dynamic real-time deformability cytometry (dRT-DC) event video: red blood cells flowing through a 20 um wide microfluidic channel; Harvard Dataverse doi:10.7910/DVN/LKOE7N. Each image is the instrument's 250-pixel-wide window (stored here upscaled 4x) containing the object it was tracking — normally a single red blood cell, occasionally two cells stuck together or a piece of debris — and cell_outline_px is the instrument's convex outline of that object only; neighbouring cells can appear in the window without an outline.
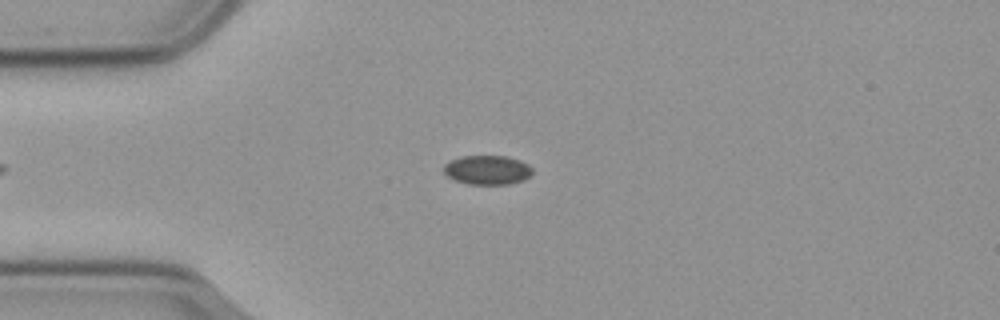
{"species": "common noctule bat (a hibernating species)", "species_latin": "Nyctalus noctula", "temperature_condition": "cold", "stored_images_in_passage": 57, "camera_frame_rate_fps": 3000, "um_per_image_px": 0.085, "animal": {"sex": "male", "body_mass_g": 23.1, "forearm_length_mm": 52.7}, "frame": {"image": 1, "passage_image": 14, "time_ms": 4.333, "image_size_px": [1000, 320], "cell_outline_px": [[532, 172], [524, 180], [508, 184], [468, 184], [456, 180], [448, 176], [444, 172], [444, 164], [460, 156], [508, 156], [520, 160], [528, 164], [532, 168]], "centroid_in_image_um": [41.43, 14.44], "position_along_channel_um": 43.6, "area_um2": 15.03}}
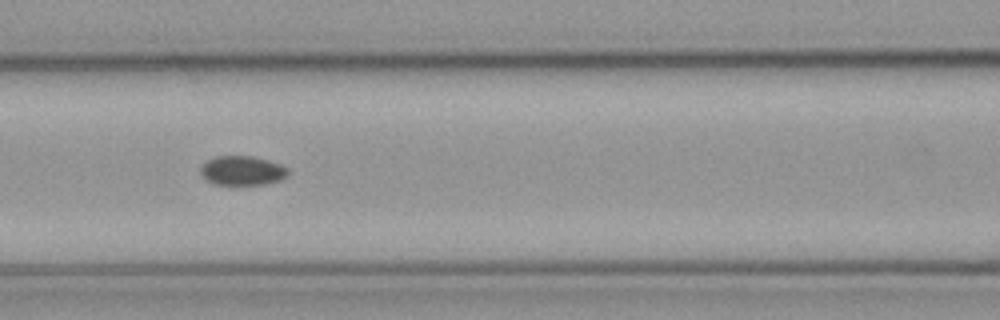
{"frame": {"image": 2, "passage_image": 24, "time_ms": 7.667, "image_size_px": [1000, 320], "cell_outline_px": [[288, 172], [280, 180], [264, 184], [212, 184], [200, 172], [200, 168], [208, 160], [216, 156], [252, 156], [268, 160], [280, 164], [288, 168]], "centroid_in_image_um": [20.59, 14.49], "position_along_channel_um": 146.0, "area_um2": 14.68}}
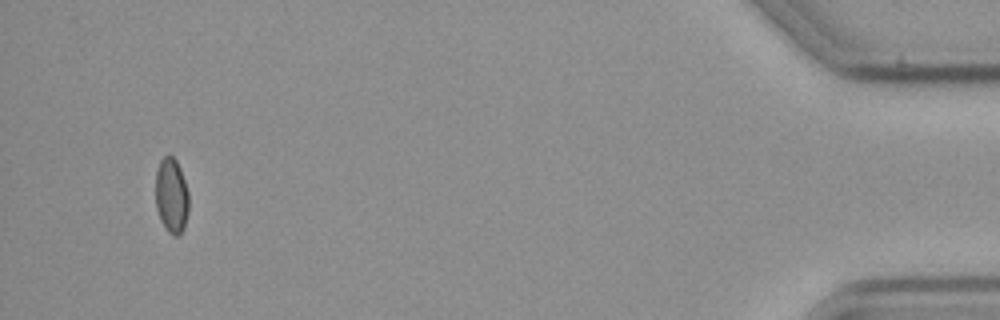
{"frame": {"image": 3, "passage_image": 54, "time_ms": 17.667, "image_size_px": [1000, 320], "cell_outline_px": [[188, 212], [184, 228], [180, 236], [172, 236], [168, 232], [160, 220], [156, 208], [156, 172], [160, 160], [168, 152], [176, 160], [180, 168], [188, 192]], "centroid_in_image_um": [14.57, 16.64], "position_along_channel_um": 420.6, "area_um2": 14.74}, "authors_computed_cell_mechanics": {"area_um2": 15.0858, "velocity_mm_per_s": 3.6019, "shape_relaxation_time_tau1_ms": null, "shape_relaxation_time_tau2_ms": 6.2291, "deformation_change_tau1": null, "deformation_change_tau2": 0.0719}}